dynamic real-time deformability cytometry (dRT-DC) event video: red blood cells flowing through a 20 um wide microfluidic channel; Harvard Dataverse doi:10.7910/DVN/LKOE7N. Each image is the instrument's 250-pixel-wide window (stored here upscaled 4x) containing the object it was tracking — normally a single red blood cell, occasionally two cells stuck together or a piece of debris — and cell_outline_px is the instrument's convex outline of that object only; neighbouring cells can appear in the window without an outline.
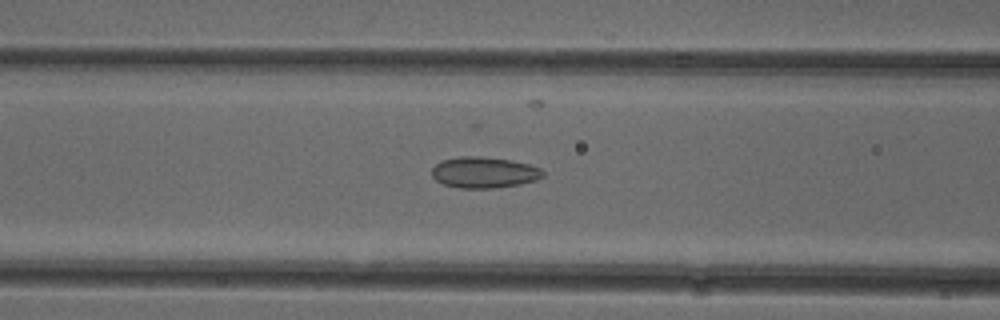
{"species": "common noctule bat (a hibernating species)", "species_latin": "Nyctalus noctula", "temperature_condition": "cold", "stored_images_in_passage": 52, "camera_frame_rate_fps": 3000, "um_per_image_px": 0.085, "animal": {"sex": "female"}, "frame": {"image": 1, "passage_image": 21, "time_ms": 6.667, "image_size_px": [1000, 320], "cell_outline_px": [[544, 176], [536, 180], [520, 184], [496, 188], [460, 188], [444, 184], [436, 180], [432, 176], [432, 168], [440, 160], [460, 156], [480, 156], [512, 160], [528, 164], [540, 168], [544, 172]], "centroid_in_image_um": [41.14, 14.65], "position_along_channel_um": 125.5, "area_um2": 20.23}}
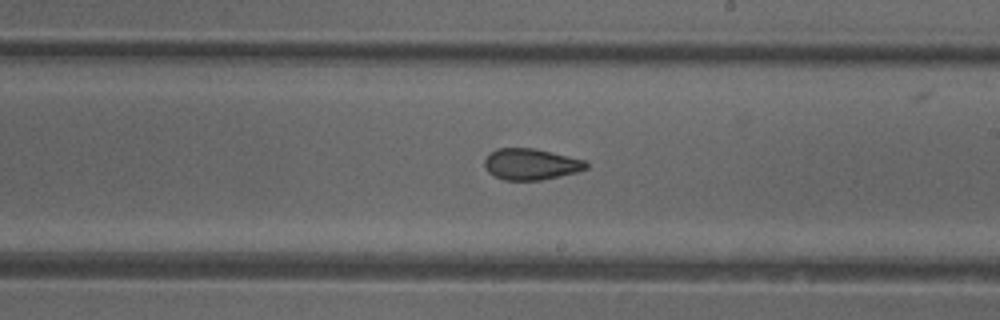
{"frame": {"image": 2, "passage_image": 30, "time_ms": 9.667, "image_size_px": [1000, 320], "cell_outline_px": [[588, 168], [576, 172], [540, 180], [504, 180], [488, 172], [484, 168], [484, 160], [496, 148], [532, 148], [584, 160], [588, 164]], "centroid_in_image_um": [45.1, 13.96], "position_along_channel_um": 243.9, "area_um2": 18.21}}
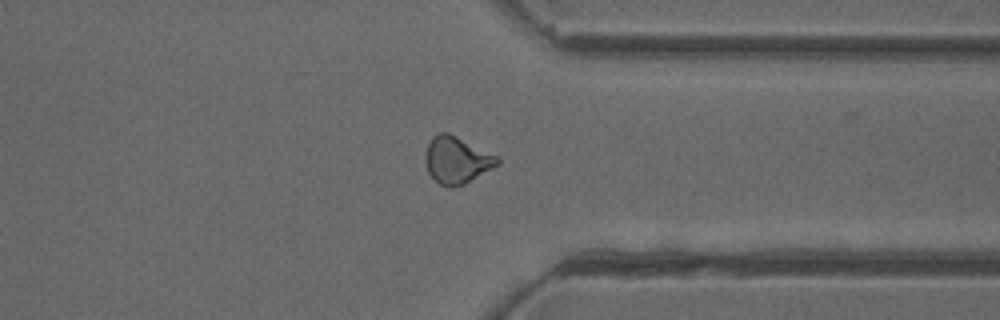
{"frame": {"image": 3, "passage_image": 40, "time_ms": 13.0, "image_size_px": [1000, 320], "cell_outline_px": [[500, 164], [464, 184], [452, 188], [448, 188], [440, 184], [428, 172], [424, 160], [428, 144], [432, 136], [440, 132], [448, 132], [500, 156]], "centroid_in_image_um": [38.85, 13.6], "position_along_channel_um": 372.6, "area_um2": 19.88}, "authors_computed_cell_mechanics": {"area_um2": 19.8254, "velocity_mm_per_s": 3.9518, "shape_relaxation_time_tau1_ms": null, "shape_relaxation_time_tau2_ms": 2.0677, "deformation_change_tau1": null, "deformation_change_tau2": 0.0936}}